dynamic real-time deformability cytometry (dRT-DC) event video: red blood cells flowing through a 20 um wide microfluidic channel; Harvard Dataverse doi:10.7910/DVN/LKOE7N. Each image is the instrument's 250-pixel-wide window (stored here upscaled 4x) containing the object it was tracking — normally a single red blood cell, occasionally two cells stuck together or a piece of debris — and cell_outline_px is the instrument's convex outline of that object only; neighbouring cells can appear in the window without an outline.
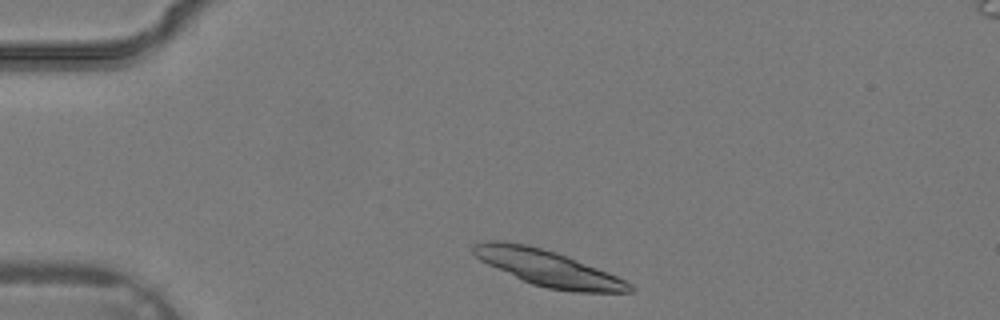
{"species": "common noctule bat (a hibernating species)", "species_latin": "Nyctalus noctula", "temperature_condition": "warm", "stored_images_in_passage": 29, "camera_frame_rate_fps": 3000, "um_per_image_px": 0.085, "animal": {"sex": "male", "body_mass_g": 19.2, "forearm_length_mm": 51.8}, "frame": {"image": 1, "passage_image": 1, "time_ms": 0.0, "image_size_px": [1000, 320], "cell_outline_px": [[636, 288], [632, 292], [572, 292], [548, 288], [532, 284], [488, 264], [480, 260], [472, 252], [472, 244], [488, 240], [500, 240], [524, 244], [556, 252], [608, 272], [632, 284]], "centroid_in_image_um": [46.58, 22.79], "position_along_channel_um": 38.4, "area_um2": 32.37}}